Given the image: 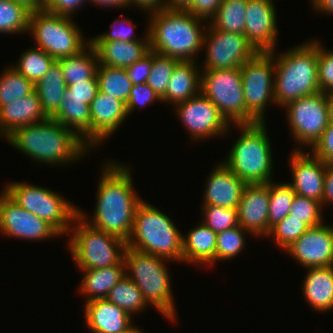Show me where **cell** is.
Wrapping results in <instances>:
<instances>
[{
	"label": "cell",
	"mask_w": 333,
	"mask_h": 333,
	"mask_svg": "<svg viewBox=\"0 0 333 333\" xmlns=\"http://www.w3.org/2000/svg\"><path fill=\"white\" fill-rule=\"evenodd\" d=\"M98 179L93 216L79 208V214L93 227L127 241L132 233L134 215L143 200L133 186L130 166L107 161Z\"/></svg>",
	"instance_id": "1"
},
{
	"label": "cell",
	"mask_w": 333,
	"mask_h": 333,
	"mask_svg": "<svg viewBox=\"0 0 333 333\" xmlns=\"http://www.w3.org/2000/svg\"><path fill=\"white\" fill-rule=\"evenodd\" d=\"M4 140L38 164L67 166L91 148L71 129L52 118L15 129Z\"/></svg>",
	"instance_id": "2"
},
{
	"label": "cell",
	"mask_w": 333,
	"mask_h": 333,
	"mask_svg": "<svg viewBox=\"0 0 333 333\" xmlns=\"http://www.w3.org/2000/svg\"><path fill=\"white\" fill-rule=\"evenodd\" d=\"M150 50L179 61H196L208 21L186 10L165 9L148 17ZM204 22V23H203ZM198 54V55H197Z\"/></svg>",
	"instance_id": "3"
},
{
	"label": "cell",
	"mask_w": 333,
	"mask_h": 333,
	"mask_svg": "<svg viewBox=\"0 0 333 333\" xmlns=\"http://www.w3.org/2000/svg\"><path fill=\"white\" fill-rule=\"evenodd\" d=\"M276 51H272L276 106L282 108L288 102L320 92L317 39L297 44L281 54Z\"/></svg>",
	"instance_id": "4"
},
{
	"label": "cell",
	"mask_w": 333,
	"mask_h": 333,
	"mask_svg": "<svg viewBox=\"0 0 333 333\" xmlns=\"http://www.w3.org/2000/svg\"><path fill=\"white\" fill-rule=\"evenodd\" d=\"M240 131L230 152L222 161L246 184H266L273 181L272 147L266 122L232 124Z\"/></svg>",
	"instance_id": "5"
},
{
	"label": "cell",
	"mask_w": 333,
	"mask_h": 333,
	"mask_svg": "<svg viewBox=\"0 0 333 333\" xmlns=\"http://www.w3.org/2000/svg\"><path fill=\"white\" fill-rule=\"evenodd\" d=\"M182 241V233L168 215L145 200L138 204L127 247L183 263Z\"/></svg>",
	"instance_id": "6"
},
{
	"label": "cell",
	"mask_w": 333,
	"mask_h": 333,
	"mask_svg": "<svg viewBox=\"0 0 333 333\" xmlns=\"http://www.w3.org/2000/svg\"><path fill=\"white\" fill-rule=\"evenodd\" d=\"M124 262L126 276L137 285L148 305L157 309L168 321L176 322L171 274L165 266L170 261L126 247Z\"/></svg>",
	"instance_id": "7"
},
{
	"label": "cell",
	"mask_w": 333,
	"mask_h": 333,
	"mask_svg": "<svg viewBox=\"0 0 333 333\" xmlns=\"http://www.w3.org/2000/svg\"><path fill=\"white\" fill-rule=\"evenodd\" d=\"M69 234L68 249L80 270L105 268L124 259L126 241L93 227L80 214L75 217Z\"/></svg>",
	"instance_id": "8"
},
{
	"label": "cell",
	"mask_w": 333,
	"mask_h": 333,
	"mask_svg": "<svg viewBox=\"0 0 333 333\" xmlns=\"http://www.w3.org/2000/svg\"><path fill=\"white\" fill-rule=\"evenodd\" d=\"M78 26L72 17L39 9L30 13L28 33L35 47L59 60L79 54L90 44V38L85 39Z\"/></svg>",
	"instance_id": "9"
},
{
	"label": "cell",
	"mask_w": 333,
	"mask_h": 333,
	"mask_svg": "<svg viewBox=\"0 0 333 333\" xmlns=\"http://www.w3.org/2000/svg\"><path fill=\"white\" fill-rule=\"evenodd\" d=\"M3 190L18 205L47 221L62 236L69 233L75 217L79 214V206L76 207L49 188L16 181L5 185Z\"/></svg>",
	"instance_id": "10"
},
{
	"label": "cell",
	"mask_w": 333,
	"mask_h": 333,
	"mask_svg": "<svg viewBox=\"0 0 333 333\" xmlns=\"http://www.w3.org/2000/svg\"><path fill=\"white\" fill-rule=\"evenodd\" d=\"M201 93L232 124H253L247 116L240 68L201 70Z\"/></svg>",
	"instance_id": "11"
},
{
	"label": "cell",
	"mask_w": 333,
	"mask_h": 333,
	"mask_svg": "<svg viewBox=\"0 0 333 333\" xmlns=\"http://www.w3.org/2000/svg\"><path fill=\"white\" fill-rule=\"evenodd\" d=\"M247 116L254 122H266L268 103L275 104V65L271 52H257L241 67Z\"/></svg>",
	"instance_id": "12"
},
{
	"label": "cell",
	"mask_w": 333,
	"mask_h": 333,
	"mask_svg": "<svg viewBox=\"0 0 333 333\" xmlns=\"http://www.w3.org/2000/svg\"><path fill=\"white\" fill-rule=\"evenodd\" d=\"M283 108L293 140L311 148L329 124L327 94L320 91L288 102Z\"/></svg>",
	"instance_id": "13"
},
{
	"label": "cell",
	"mask_w": 333,
	"mask_h": 333,
	"mask_svg": "<svg viewBox=\"0 0 333 333\" xmlns=\"http://www.w3.org/2000/svg\"><path fill=\"white\" fill-rule=\"evenodd\" d=\"M205 27L202 70L240 68L257 53L244 34L217 30L209 23Z\"/></svg>",
	"instance_id": "14"
},
{
	"label": "cell",
	"mask_w": 333,
	"mask_h": 333,
	"mask_svg": "<svg viewBox=\"0 0 333 333\" xmlns=\"http://www.w3.org/2000/svg\"><path fill=\"white\" fill-rule=\"evenodd\" d=\"M173 108L193 141L222 137L231 129L218 108L201 92Z\"/></svg>",
	"instance_id": "15"
},
{
	"label": "cell",
	"mask_w": 333,
	"mask_h": 333,
	"mask_svg": "<svg viewBox=\"0 0 333 333\" xmlns=\"http://www.w3.org/2000/svg\"><path fill=\"white\" fill-rule=\"evenodd\" d=\"M0 233L28 241L61 236L52 225L22 208L4 190L0 192Z\"/></svg>",
	"instance_id": "16"
},
{
	"label": "cell",
	"mask_w": 333,
	"mask_h": 333,
	"mask_svg": "<svg viewBox=\"0 0 333 333\" xmlns=\"http://www.w3.org/2000/svg\"><path fill=\"white\" fill-rule=\"evenodd\" d=\"M284 251L304 269L333 266V225L310 227Z\"/></svg>",
	"instance_id": "17"
},
{
	"label": "cell",
	"mask_w": 333,
	"mask_h": 333,
	"mask_svg": "<svg viewBox=\"0 0 333 333\" xmlns=\"http://www.w3.org/2000/svg\"><path fill=\"white\" fill-rule=\"evenodd\" d=\"M273 0H248L244 35L257 52L276 50L277 12Z\"/></svg>",
	"instance_id": "18"
},
{
	"label": "cell",
	"mask_w": 333,
	"mask_h": 333,
	"mask_svg": "<svg viewBox=\"0 0 333 333\" xmlns=\"http://www.w3.org/2000/svg\"><path fill=\"white\" fill-rule=\"evenodd\" d=\"M289 164L292 182H287L300 196L317 200L322 204L326 164L306 152L303 147H295L290 153Z\"/></svg>",
	"instance_id": "19"
},
{
	"label": "cell",
	"mask_w": 333,
	"mask_h": 333,
	"mask_svg": "<svg viewBox=\"0 0 333 333\" xmlns=\"http://www.w3.org/2000/svg\"><path fill=\"white\" fill-rule=\"evenodd\" d=\"M127 117L125 102L98 90L90 104L91 149L111 137Z\"/></svg>",
	"instance_id": "20"
},
{
	"label": "cell",
	"mask_w": 333,
	"mask_h": 333,
	"mask_svg": "<svg viewBox=\"0 0 333 333\" xmlns=\"http://www.w3.org/2000/svg\"><path fill=\"white\" fill-rule=\"evenodd\" d=\"M269 201V182L244 187L237 211L239 225L251 233L249 236L268 235Z\"/></svg>",
	"instance_id": "21"
},
{
	"label": "cell",
	"mask_w": 333,
	"mask_h": 333,
	"mask_svg": "<svg viewBox=\"0 0 333 333\" xmlns=\"http://www.w3.org/2000/svg\"><path fill=\"white\" fill-rule=\"evenodd\" d=\"M206 181L202 205L237 209L242 192L247 184L223 162L216 164Z\"/></svg>",
	"instance_id": "22"
},
{
	"label": "cell",
	"mask_w": 333,
	"mask_h": 333,
	"mask_svg": "<svg viewBox=\"0 0 333 333\" xmlns=\"http://www.w3.org/2000/svg\"><path fill=\"white\" fill-rule=\"evenodd\" d=\"M84 303V322L91 333H119L133 323V317L106 298Z\"/></svg>",
	"instance_id": "23"
},
{
	"label": "cell",
	"mask_w": 333,
	"mask_h": 333,
	"mask_svg": "<svg viewBox=\"0 0 333 333\" xmlns=\"http://www.w3.org/2000/svg\"><path fill=\"white\" fill-rule=\"evenodd\" d=\"M44 112L36 91L0 107V137L6 138L15 129L45 121Z\"/></svg>",
	"instance_id": "24"
},
{
	"label": "cell",
	"mask_w": 333,
	"mask_h": 333,
	"mask_svg": "<svg viewBox=\"0 0 333 333\" xmlns=\"http://www.w3.org/2000/svg\"><path fill=\"white\" fill-rule=\"evenodd\" d=\"M142 41H90L96 50L99 64L126 68L150 51L148 29Z\"/></svg>",
	"instance_id": "25"
},
{
	"label": "cell",
	"mask_w": 333,
	"mask_h": 333,
	"mask_svg": "<svg viewBox=\"0 0 333 333\" xmlns=\"http://www.w3.org/2000/svg\"><path fill=\"white\" fill-rule=\"evenodd\" d=\"M196 226L187 235L183 234V263L213 267L216 264L217 233L203 222Z\"/></svg>",
	"instance_id": "26"
},
{
	"label": "cell",
	"mask_w": 333,
	"mask_h": 333,
	"mask_svg": "<svg viewBox=\"0 0 333 333\" xmlns=\"http://www.w3.org/2000/svg\"><path fill=\"white\" fill-rule=\"evenodd\" d=\"M198 61H179L173 69L162 102L176 105L201 92V68Z\"/></svg>",
	"instance_id": "27"
},
{
	"label": "cell",
	"mask_w": 333,
	"mask_h": 333,
	"mask_svg": "<svg viewBox=\"0 0 333 333\" xmlns=\"http://www.w3.org/2000/svg\"><path fill=\"white\" fill-rule=\"evenodd\" d=\"M302 290L306 303L318 312L333 310V266L307 268Z\"/></svg>",
	"instance_id": "28"
},
{
	"label": "cell",
	"mask_w": 333,
	"mask_h": 333,
	"mask_svg": "<svg viewBox=\"0 0 333 333\" xmlns=\"http://www.w3.org/2000/svg\"><path fill=\"white\" fill-rule=\"evenodd\" d=\"M79 293L85 295V301L104 299L114 286L126 275L124 259L116 265L100 269H83Z\"/></svg>",
	"instance_id": "29"
},
{
	"label": "cell",
	"mask_w": 333,
	"mask_h": 333,
	"mask_svg": "<svg viewBox=\"0 0 333 333\" xmlns=\"http://www.w3.org/2000/svg\"><path fill=\"white\" fill-rule=\"evenodd\" d=\"M51 118L74 131L91 148L90 105L86 99L63 98Z\"/></svg>",
	"instance_id": "30"
},
{
	"label": "cell",
	"mask_w": 333,
	"mask_h": 333,
	"mask_svg": "<svg viewBox=\"0 0 333 333\" xmlns=\"http://www.w3.org/2000/svg\"><path fill=\"white\" fill-rule=\"evenodd\" d=\"M66 87L60 64L55 60L43 78L35 84V91L39 96L42 108L49 118L60 107Z\"/></svg>",
	"instance_id": "31"
},
{
	"label": "cell",
	"mask_w": 333,
	"mask_h": 333,
	"mask_svg": "<svg viewBox=\"0 0 333 333\" xmlns=\"http://www.w3.org/2000/svg\"><path fill=\"white\" fill-rule=\"evenodd\" d=\"M60 64L66 86L97 79L96 71L99 65L94 47L89 44L79 54L57 60Z\"/></svg>",
	"instance_id": "32"
},
{
	"label": "cell",
	"mask_w": 333,
	"mask_h": 333,
	"mask_svg": "<svg viewBox=\"0 0 333 333\" xmlns=\"http://www.w3.org/2000/svg\"><path fill=\"white\" fill-rule=\"evenodd\" d=\"M247 2L248 0H223L208 23L217 30L244 34Z\"/></svg>",
	"instance_id": "33"
},
{
	"label": "cell",
	"mask_w": 333,
	"mask_h": 333,
	"mask_svg": "<svg viewBox=\"0 0 333 333\" xmlns=\"http://www.w3.org/2000/svg\"><path fill=\"white\" fill-rule=\"evenodd\" d=\"M100 92L127 103L133 86L125 68L99 64L96 71Z\"/></svg>",
	"instance_id": "34"
},
{
	"label": "cell",
	"mask_w": 333,
	"mask_h": 333,
	"mask_svg": "<svg viewBox=\"0 0 333 333\" xmlns=\"http://www.w3.org/2000/svg\"><path fill=\"white\" fill-rule=\"evenodd\" d=\"M106 299L123 309L131 317L148 308L142 292L126 275L114 286Z\"/></svg>",
	"instance_id": "35"
},
{
	"label": "cell",
	"mask_w": 333,
	"mask_h": 333,
	"mask_svg": "<svg viewBox=\"0 0 333 333\" xmlns=\"http://www.w3.org/2000/svg\"><path fill=\"white\" fill-rule=\"evenodd\" d=\"M31 10L13 0H0V34H27Z\"/></svg>",
	"instance_id": "36"
},
{
	"label": "cell",
	"mask_w": 333,
	"mask_h": 333,
	"mask_svg": "<svg viewBox=\"0 0 333 333\" xmlns=\"http://www.w3.org/2000/svg\"><path fill=\"white\" fill-rule=\"evenodd\" d=\"M7 67V69H6ZM0 76V107L35 91V84L12 66H6Z\"/></svg>",
	"instance_id": "37"
},
{
	"label": "cell",
	"mask_w": 333,
	"mask_h": 333,
	"mask_svg": "<svg viewBox=\"0 0 333 333\" xmlns=\"http://www.w3.org/2000/svg\"><path fill=\"white\" fill-rule=\"evenodd\" d=\"M295 195L293 188L287 182H269L268 233L290 213Z\"/></svg>",
	"instance_id": "38"
},
{
	"label": "cell",
	"mask_w": 333,
	"mask_h": 333,
	"mask_svg": "<svg viewBox=\"0 0 333 333\" xmlns=\"http://www.w3.org/2000/svg\"><path fill=\"white\" fill-rule=\"evenodd\" d=\"M54 61L55 59L42 49L31 47L20 55L19 60L16 62L17 64L10 65L36 84L47 73Z\"/></svg>",
	"instance_id": "39"
},
{
	"label": "cell",
	"mask_w": 333,
	"mask_h": 333,
	"mask_svg": "<svg viewBox=\"0 0 333 333\" xmlns=\"http://www.w3.org/2000/svg\"><path fill=\"white\" fill-rule=\"evenodd\" d=\"M251 234L240 225L217 233L216 263L235 258L246 247V235Z\"/></svg>",
	"instance_id": "40"
},
{
	"label": "cell",
	"mask_w": 333,
	"mask_h": 333,
	"mask_svg": "<svg viewBox=\"0 0 333 333\" xmlns=\"http://www.w3.org/2000/svg\"><path fill=\"white\" fill-rule=\"evenodd\" d=\"M179 60L153 51V63L146 83L161 98L167 90L173 69Z\"/></svg>",
	"instance_id": "41"
},
{
	"label": "cell",
	"mask_w": 333,
	"mask_h": 333,
	"mask_svg": "<svg viewBox=\"0 0 333 333\" xmlns=\"http://www.w3.org/2000/svg\"><path fill=\"white\" fill-rule=\"evenodd\" d=\"M309 228L305 222L288 214L282 221L270 229L266 237L274 239V243L278 245L277 247L285 250Z\"/></svg>",
	"instance_id": "42"
},
{
	"label": "cell",
	"mask_w": 333,
	"mask_h": 333,
	"mask_svg": "<svg viewBox=\"0 0 333 333\" xmlns=\"http://www.w3.org/2000/svg\"><path fill=\"white\" fill-rule=\"evenodd\" d=\"M203 222L215 233L225 231L239 225L238 211L216 205H202Z\"/></svg>",
	"instance_id": "43"
},
{
	"label": "cell",
	"mask_w": 333,
	"mask_h": 333,
	"mask_svg": "<svg viewBox=\"0 0 333 333\" xmlns=\"http://www.w3.org/2000/svg\"><path fill=\"white\" fill-rule=\"evenodd\" d=\"M322 209V204L317 200L296 194L290 207L289 215L300 219L309 227H314L325 223Z\"/></svg>",
	"instance_id": "44"
},
{
	"label": "cell",
	"mask_w": 333,
	"mask_h": 333,
	"mask_svg": "<svg viewBox=\"0 0 333 333\" xmlns=\"http://www.w3.org/2000/svg\"><path fill=\"white\" fill-rule=\"evenodd\" d=\"M121 17L122 18H119V20L115 19L113 25H111L112 28L110 30L107 32L105 31V33H102V35L100 34L98 36H92L90 41H142L143 39H136V36L134 37L136 34L134 31V25L137 27V24H133L132 20L128 19L126 16L121 15Z\"/></svg>",
	"instance_id": "45"
},
{
	"label": "cell",
	"mask_w": 333,
	"mask_h": 333,
	"mask_svg": "<svg viewBox=\"0 0 333 333\" xmlns=\"http://www.w3.org/2000/svg\"><path fill=\"white\" fill-rule=\"evenodd\" d=\"M325 50L318 41V83L323 93L333 92V50Z\"/></svg>",
	"instance_id": "46"
},
{
	"label": "cell",
	"mask_w": 333,
	"mask_h": 333,
	"mask_svg": "<svg viewBox=\"0 0 333 333\" xmlns=\"http://www.w3.org/2000/svg\"><path fill=\"white\" fill-rule=\"evenodd\" d=\"M162 102L161 98L148 86V84L141 83L133 85L130 91L129 99L126 103V109L128 116L134 112L136 109H142L148 104H153L154 102Z\"/></svg>",
	"instance_id": "47"
},
{
	"label": "cell",
	"mask_w": 333,
	"mask_h": 333,
	"mask_svg": "<svg viewBox=\"0 0 333 333\" xmlns=\"http://www.w3.org/2000/svg\"><path fill=\"white\" fill-rule=\"evenodd\" d=\"M308 149L325 164H333V124L329 123L321 137Z\"/></svg>",
	"instance_id": "48"
},
{
	"label": "cell",
	"mask_w": 333,
	"mask_h": 333,
	"mask_svg": "<svg viewBox=\"0 0 333 333\" xmlns=\"http://www.w3.org/2000/svg\"><path fill=\"white\" fill-rule=\"evenodd\" d=\"M98 90V79L76 82V84H71L66 87L64 98L86 99V104L90 105Z\"/></svg>",
	"instance_id": "49"
},
{
	"label": "cell",
	"mask_w": 333,
	"mask_h": 333,
	"mask_svg": "<svg viewBox=\"0 0 333 333\" xmlns=\"http://www.w3.org/2000/svg\"><path fill=\"white\" fill-rule=\"evenodd\" d=\"M153 63V51H149L141 59L126 67L129 79L133 85L145 83L150 75Z\"/></svg>",
	"instance_id": "50"
},
{
	"label": "cell",
	"mask_w": 333,
	"mask_h": 333,
	"mask_svg": "<svg viewBox=\"0 0 333 333\" xmlns=\"http://www.w3.org/2000/svg\"><path fill=\"white\" fill-rule=\"evenodd\" d=\"M84 3H88V0H46L44 9L58 15L74 17L73 14L78 12Z\"/></svg>",
	"instance_id": "51"
},
{
	"label": "cell",
	"mask_w": 333,
	"mask_h": 333,
	"mask_svg": "<svg viewBox=\"0 0 333 333\" xmlns=\"http://www.w3.org/2000/svg\"><path fill=\"white\" fill-rule=\"evenodd\" d=\"M222 2L223 0H192L186 11L208 21L215 15Z\"/></svg>",
	"instance_id": "52"
},
{
	"label": "cell",
	"mask_w": 333,
	"mask_h": 333,
	"mask_svg": "<svg viewBox=\"0 0 333 333\" xmlns=\"http://www.w3.org/2000/svg\"><path fill=\"white\" fill-rule=\"evenodd\" d=\"M165 1L166 0H128V3L131 8L132 6H136V8L138 7L142 12H148V17L165 10Z\"/></svg>",
	"instance_id": "53"
},
{
	"label": "cell",
	"mask_w": 333,
	"mask_h": 333,
	"mask_svg": "<svg viewBox=\"0 0 333 333\" xmlns=\"http://www.w3.org/2000/svg\"><path fill=\"white\" fill-rule=\"evenodd\" d=\"M327 204H333V164H326L324 177L322 207Z\"/></svg>",
	"instance_id": "54"
},
{
	"label": "cell",
	"mask_w": 333,
	"mask_h": 333,
	"mask_svg": "<svg viewBox=\"0 0 333 333\" xmlns=\"http://www.w3.org/2000/svg\"><path fill=\"white\" fill-rule=\"evenodd\" d=\"M309 3L315 12L333 15V0H310Z\"/></svg>",
	"instance_id": "55"
},
{
	"label": "cell",
	"mask_w": 333,
	"mask_h": 333,
	"mask_svg": "<svg viewBox=\"0 0 333 333\" xmlns=\"http://www.w3.org/2000/svg\"><path fill=\"white\" fill-rule=\"evenodd\" d=\"M88 3L95 4L96 6L100 7H111V8H129L128 0H88Z\"/></svg>",
	"instance_id": "56"
},
{
	"label": "cell",
	"mask_w": 333,
	"mask_h": 333,
	"mask_svg": "<svg viewBox=\"0 0 333 333\" xmlns=\"http://www.w3.org/2000/svg\"><path fill=\"white\" fill-rule=\"evenodd\" d=\"M192 0H166L165 9L169 10H186Z\"/></svg>",
	"instance_id": "57"
},
{
	"label": "cell",
	"mask_w": 333,
	"mask_h": 333,
	"mask_svg": "<svg viewBox=\"0 0 333 333\" xmlns=\"http://www.w3.org/2000/svg\"><path fill=\"white\" fill-rule=\"evenodd\" d=\"M24 4L31 11L44 9L46 0H13Z\"/></svg>",
	"instance_id": "58"
},
{
	"label": "cell",
	"mask_w": 333,
	"mask_h": 333,
	"mask_svg": "<svg viewBox=\"0 0 333 333\" xmlns=\"http://www.w3.org/2000/svg\"><path fill=\"white\" fill-rule=\"evenodd\" d=\"M329 123L333 124V92L327 93Z\"/></svg>",
	"instance_id": "59"
},
{
	"label": "cell",
	"mask_w": 333,
	"mask_h": 333,
	"mask_svg": "<svg viewBox=\"0 0 333 333\" xmlns=\"http://www.w3.org/2000/svg\"><path fill=\"white\" fill-rule=\"evenodd\" d=\"M119 333H145L143 330H140V327L134 326L132 323L126 330Z\"/></svg>",
	"instance_id": "60"
}]
</instances>
